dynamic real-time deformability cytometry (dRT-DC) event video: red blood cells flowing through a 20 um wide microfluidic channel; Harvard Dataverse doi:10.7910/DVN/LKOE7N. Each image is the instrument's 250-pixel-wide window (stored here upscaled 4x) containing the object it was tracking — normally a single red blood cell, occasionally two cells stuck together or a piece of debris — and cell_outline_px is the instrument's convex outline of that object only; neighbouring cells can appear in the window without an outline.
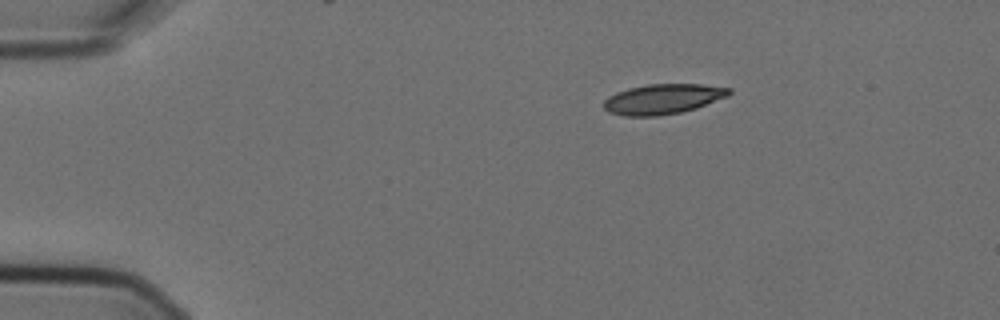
{"species": "Egyptian fruit bat (a non-hibernating species)", "species_latin": "Rousettus aegyptiacus", "temperature_condition": "cold", "stored_images_in_passage": 4, "camera_frame_rate_fps": 3000, "um_per_image_px": 0.085, "animal": {"sex": "female"}, "frame": {"image": 1, "passage_image": 1, "time_ms": 0.0, "image_size_px": [1000, 320], "cell_outline_px": [[732, 92], [728, 96], [696, 108], [680, 112], [656, 116], [624, 116], [608, 112], [604, 108], [604, 100], [608, 96], [616, 92], [628, 88], [648, 84], [700, 84], [732, 88]], "centroid_in_image_um": [56.34, 8.41], "position_along_channel_um": 28.7, "area_um2": 22.02}}
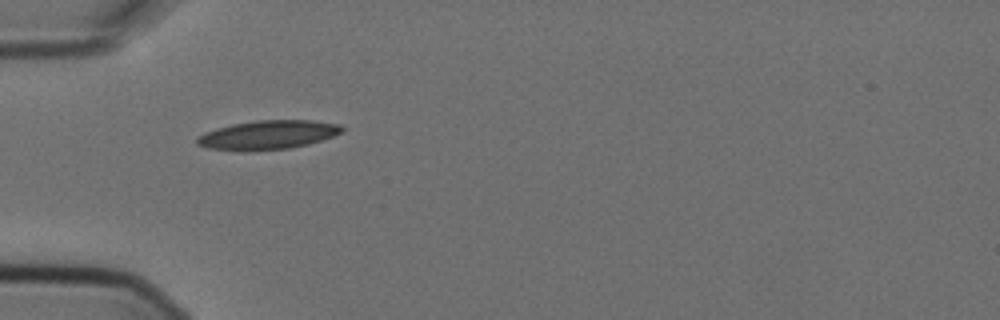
{"frame": {"image": 2, "passage_image": 3, "time_ms": 0.667, "image_size_px": [1000, 320], "cell_outline_px": [[344, 132], [308, 144], [288, 148], [208, 148], [196, 144], [196, 140], [204, 132], [216, 128], [232, 124], [256, 120], [312, 120], [340, 124], [344, 128]], "centroid_in_image_um": [22.85, 11.41], "position_along_channel_um": 62.2, "area_um2": 23.47}}
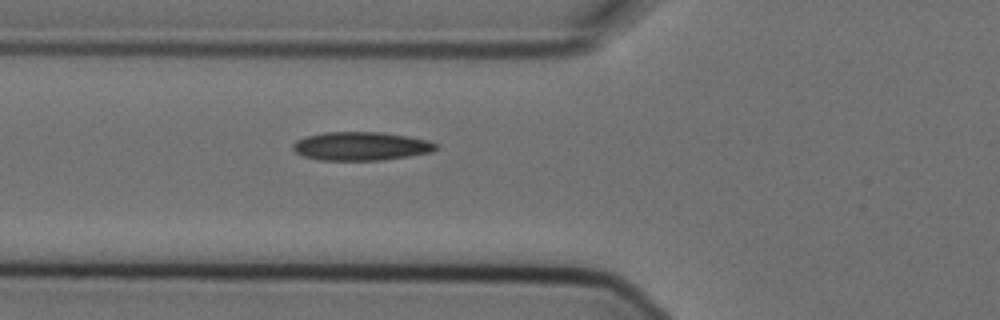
{"frame": {"image": 3, "passage_image": 4, "time_ms": 1.0, "image_size_px": [1000, 320], "cell_outline_px": [[440, 148], [432, 152], [408, 156], [380, 160], [320, 160], [304, 156], [296, 152], [292, 148], [292, 144], [296, 140], [304, 136], [324, 132], [380, 132], [408, 136], [428, 140], [440, 144]], "centroid_in_image_um": [30.71, 12.42], "position_along_channel_um": 95.1, "area_um2": 23.99}}